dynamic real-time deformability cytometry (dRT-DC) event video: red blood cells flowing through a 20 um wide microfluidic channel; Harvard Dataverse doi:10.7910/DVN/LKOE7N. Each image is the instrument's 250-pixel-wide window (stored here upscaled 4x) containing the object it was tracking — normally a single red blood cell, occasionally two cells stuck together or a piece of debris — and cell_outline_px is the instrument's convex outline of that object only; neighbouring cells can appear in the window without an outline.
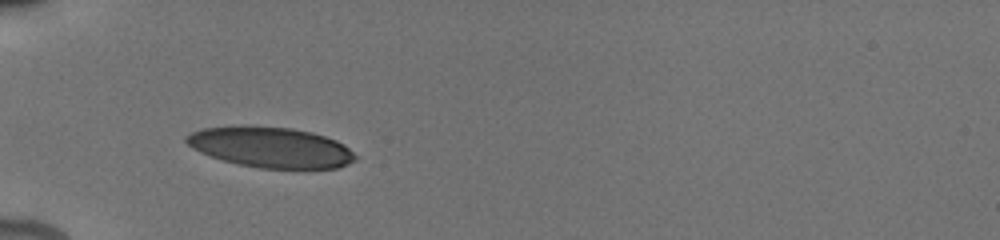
{"species": "human", "species_latin": "Homo sapiens", "temperature_condition": "cold", "stored_images_in_passage": 10, "camera_frame_rate_fps": 3000, "um_per_image_px": 0.085, "donor": {"sex": "male"}, "frame": {"image": 1, "passage_image": 1, "time_ms": 0.0, "image_size_px": [1000, 240], "cell_outline_px": [[356, 160], [348, 164], [336, 168], [260, 168], [240, 164], [224, 160], [200, 152], [192, 148], [184, 140], [184, 136], [192, 132], [204, 128], [240, 124], [244, 124], [292, 128], [312, 132], [336, 140], [344, 144], [356, 156]], "centroid_in_image_um": [22.99, 12.49], "position_along_channel_um": 62.0, "area_um2": 40.11}}
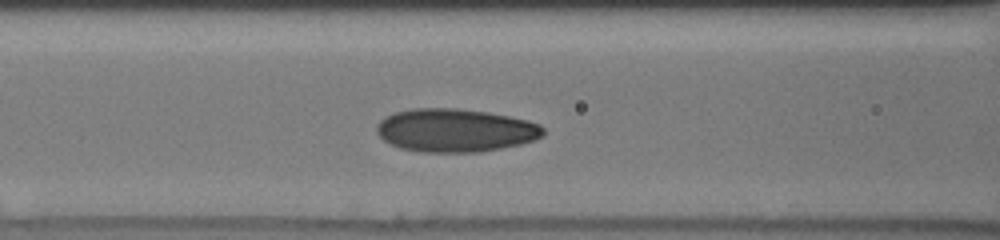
{"frame": {"image": 2, "passage_image": 6, "time_ms": 2.0, "image_size_px": [1000, 240], "cell_outline_px": [[544, 136], [520, 144], [480, 152], [420, 152], [400, 148], [384, 140], [376, 132], [376, 124], [384, 116], [396, 112], [412, 108], [456, 108], [488, 112], [528, 120], [540, 124], [544, 128]], "centroid_in_image_um": [38.68, 11.07], "position_along_channel_um": 127.9, "area_um2": 42.08}}